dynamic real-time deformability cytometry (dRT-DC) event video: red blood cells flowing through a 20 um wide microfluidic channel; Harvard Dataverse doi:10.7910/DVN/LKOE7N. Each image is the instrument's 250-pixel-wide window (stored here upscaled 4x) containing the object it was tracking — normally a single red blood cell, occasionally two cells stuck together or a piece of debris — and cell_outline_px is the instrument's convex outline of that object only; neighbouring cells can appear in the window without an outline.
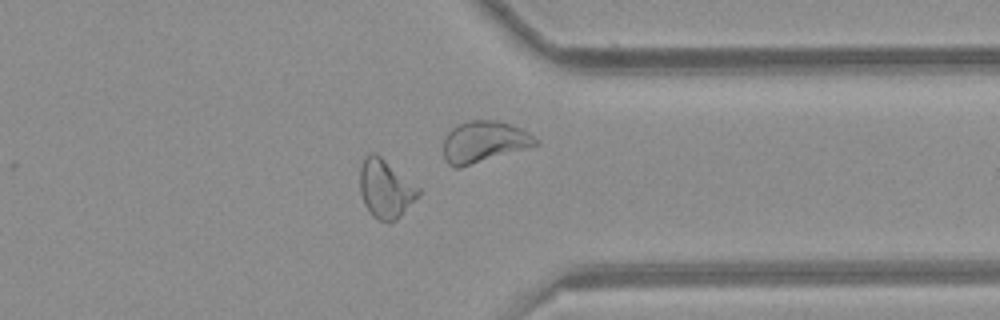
{"species": "common noctule bat (a hibernating species)", "species_latin": "Nyctalus noctula", "temperature_condition": "room temperature", "stored_images_in_passage": 43, "camera_frame_rate_fps": 3000, "um_per_image_px": 0.085, "animal": {"sex": "female", "body_mass_g": 21.9}, "frame": {"image": 1, "passage_image": 31, "time_ms": 10.0, "image_size_px": [1000, 320], "cell_outline_px": [[420, 192], [400, 216], [396, 220], [380, 220], [372, 216], [364, 204], [360, 192], [360, 164], [364, 156], [368, 152], [376, 152], [420, 188]], "centroid_in_image_um": [32.72, 15.99], "position_along_channel_um": 378.7, "area_um2": 19.77}, "authors_computed_cell_mechanics": {"area_um2": 18.785, "velocity_mm_per_s": 3.9266, "shape_relaxation_time_tau1_ms": null, "shape_relaxation_time_tau2_ms": 2.9425, "deformation_change_tau1": null, "deformation_change_tau2": 0.113}}